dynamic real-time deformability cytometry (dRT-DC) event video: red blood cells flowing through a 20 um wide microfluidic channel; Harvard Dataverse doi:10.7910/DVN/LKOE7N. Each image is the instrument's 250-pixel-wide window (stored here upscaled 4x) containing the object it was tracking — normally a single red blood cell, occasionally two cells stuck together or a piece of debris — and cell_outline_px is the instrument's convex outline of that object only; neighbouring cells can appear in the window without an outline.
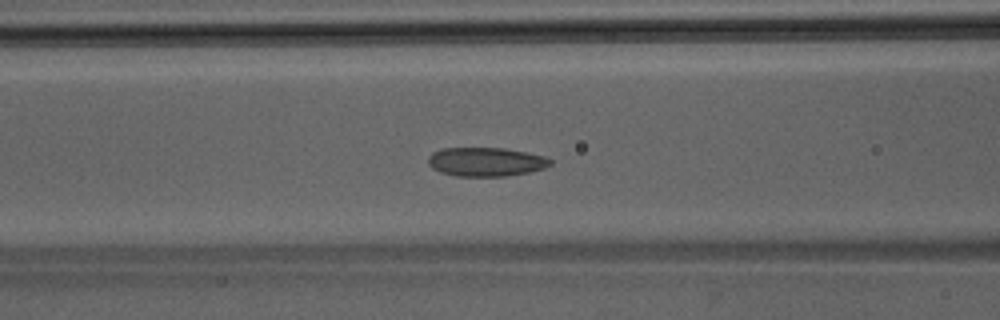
{"species": "Egyptian fruit bat (a non-hibernating species)", "species_latin": "Rousettus aegyptiacus", "temperature_condition": "room temperature", "stored_images_in_passage": 46, "camera_frame_rate_fps": 3000, "um_per_image_px": 0.085, "animal": {"sex": "male"}, "frame": {"image": 1, "passage_image": 19, "time_ms": 6.0, "image_size_px": [1000, 320], "cell_outline_px": [[552, 164], [544, 168], [528, 172], [504, 176], [456, 176], [440, 172], [432, 168], [428, 164], [428, 156], [432, 152], [440, 148], [504, 148], [544, 156], [552, 160]], "centroid_in_image_um": [41.26, 13.75], "position_along_channel_um": 125.3, "area_um2": 20.58}}
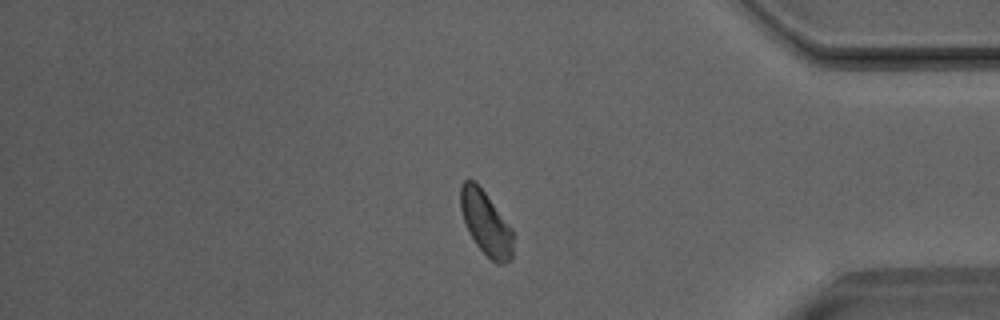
{"frame": {"image": 2, "passage_image": 39, "time_ms": 12.667, "image_size_px": [1000, 320], "cell_outline_px": [[512, 256], [504, 264], [496, 264], [476, 244], [468, 232], [460, 208], [460, 184], [468, 176], [484, 192], [512, 228]], "centroid_in_image_um": [41.27, 18.95], "position_along_channel_um": 393.9, "area_um2": 19.31}}
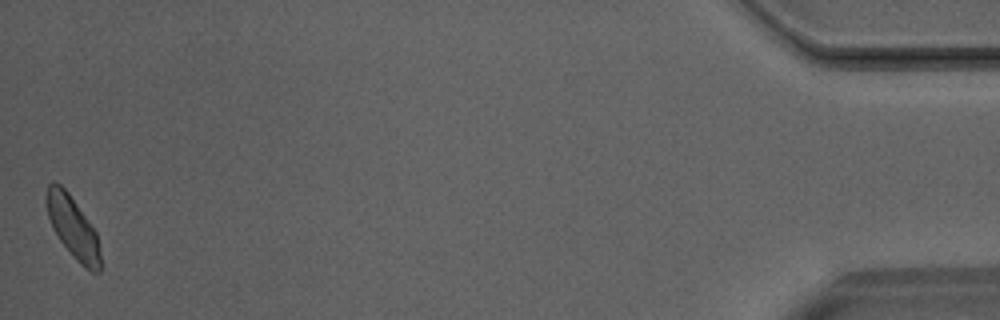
{"frame": {"image": 3, "passage_image": 46, "time_ms": 15.0, "image_size_px": [1000, 320], "cell_outline_px": [[100, 272], [92, 272], [84, 268], [72, 256], [60, 240], [52, 228], [48, 216], [48, 184], [60, 184], [68, 192], [96, 232], [100, 252]], "centroid_in_image_um": [6.23, 19.4], "position_along_channel_um": 429.0, "area_um2": 18.79}}